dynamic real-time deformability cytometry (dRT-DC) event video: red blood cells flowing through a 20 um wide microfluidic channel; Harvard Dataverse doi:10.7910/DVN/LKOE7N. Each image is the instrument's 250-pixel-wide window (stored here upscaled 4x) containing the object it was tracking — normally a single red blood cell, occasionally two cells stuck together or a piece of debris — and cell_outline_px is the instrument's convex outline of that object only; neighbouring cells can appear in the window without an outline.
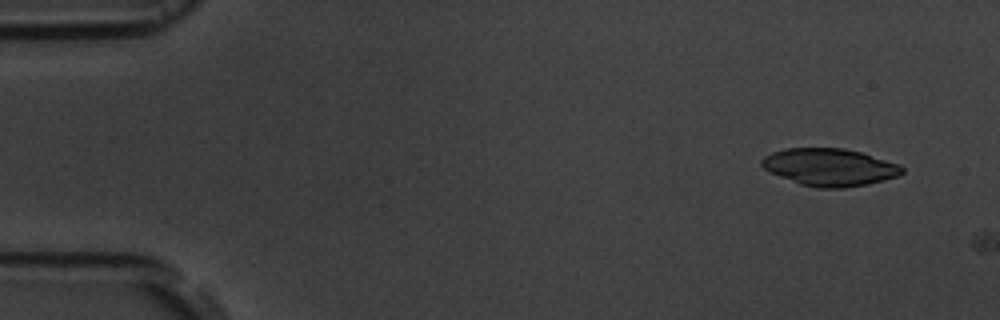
{"species": "common noctule bat (a hibernating species)", "species_latin": "Nyctalus noctula", "temperature_condition": "room temperature", "stored_images_in_passage": 2, "camera_frame_rate_fps": 3000, "um_per_image_px": 0.085, "animal": {"sex": "male", "body_mass_g": 19.5, "forearm_length_mm": 54.6}, "frame": {"image": 1, "passage_image": 1, "time_ms": 0.0, "image_size_px": [1000, 320], "cell_outline_px": [[904, 172], [896, 176], [884, 180], [868, 184], [844, 188], [816, 188], [800, 184], [768, 172], [760, 164], [760, 160], [764, 156], [772, 152], [784, 148], [844, 148], [860, 152], [900, 164], [904, 168]], "centroid_in_image_um": [70.49, 14.21], "position_along_channel_um": 14.5, "area_um2": 30.75}}